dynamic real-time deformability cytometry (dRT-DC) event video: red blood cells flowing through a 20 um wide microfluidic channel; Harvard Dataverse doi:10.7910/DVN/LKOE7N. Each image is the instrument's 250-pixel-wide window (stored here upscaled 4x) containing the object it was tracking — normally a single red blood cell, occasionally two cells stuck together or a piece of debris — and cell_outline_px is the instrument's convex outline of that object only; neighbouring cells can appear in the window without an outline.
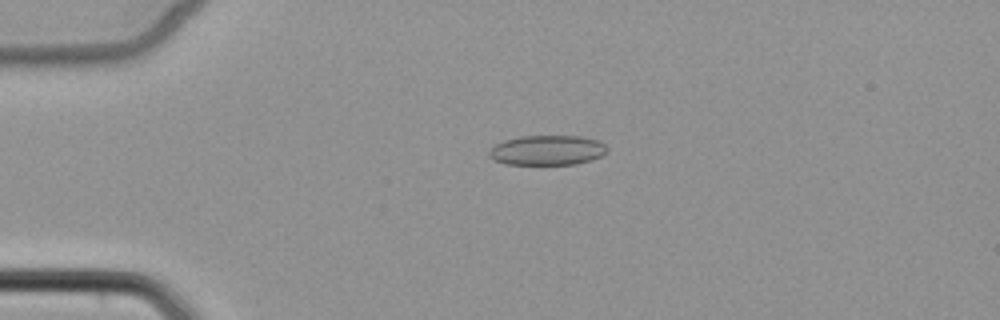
{"species": "common noctule bat (a hibernating species)", "species_latin": "Nyctalus noctula", "temperature_condition": "cold", "stored_images_in_passage": 5, "camera_frame_rate_fps": 3000, "um_per_image_px": 0.085, "animal": {"sex": "female", "body_mass_g": 22.7, "forearm_length_mm": 54.2}, "frame": {"image": 1, "passage_image": 4, "time_ms": 3.333, "image_size_px": [1000, 320], "cell_outline_px": [[608, 152], [592, 160], [576, 164], [508, 164], [496, 160], [488, 156], [488, 152], [496, 144], [504, 140], [520, 136], [580, 136], [596, 140], [604, 144], [608, 148]], "centroid_in_image_um": [46.54, 12.76], "position_along_channel_um": 38.5, "area_um2": 20.46}}